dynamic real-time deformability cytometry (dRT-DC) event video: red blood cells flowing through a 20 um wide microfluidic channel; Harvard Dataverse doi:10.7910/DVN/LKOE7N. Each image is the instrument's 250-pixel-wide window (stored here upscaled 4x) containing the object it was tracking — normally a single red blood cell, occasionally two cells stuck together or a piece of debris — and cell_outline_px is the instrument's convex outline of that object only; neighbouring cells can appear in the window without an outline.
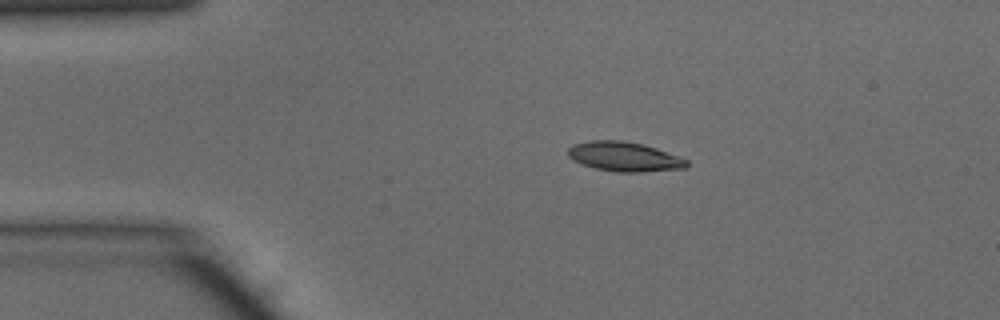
{"species": "common noctule bat (a hibernating species)", "species_latin": "Nyctalus noctula", "temperature_condition": "warm", "stored_images_in_passage": 40, "camera_frame_rate_fps": 3000, "um_per_image_px": 0.085, "animal": {"sex": "male", "body_mass_g": 15.6}, "frame": {"image": 1, "passage_image": 1, "time_ms": 0.0, "image_size_px": [1000, 320], "cell_outline_px": [[688, 168], [640, 172], [616, 172], [596, 168], [572, 160], [568, 156], [568, 148], [572, 144], [592, 140], [620, 140], [640, 144], [656, 148], [688, 160]], "centroid_in_image_um": [53.06, 13.32], "position_along_channel_um": 31.9, "area_um2": 20.29}}
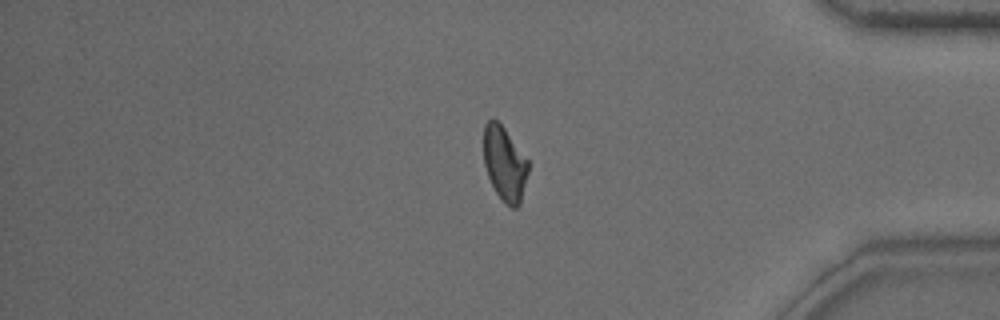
{"frame": {"image": 2, "passage_image": 32, "time_ms": 10.333, "image_size_px": [1000, 320], "cell_outline_px": [[528, 172], [520, 204], [516, 208], [512, 208], [504, 204], [496, 192], [488, 176], [484, 164], [484, 124], [488, 120], [496, 120], [504, 128], [528, 160]], "centroid_in_image_um": [42.89, 13.94], "position_along_channel_um": 392.3, "area_um2": 19.13}}
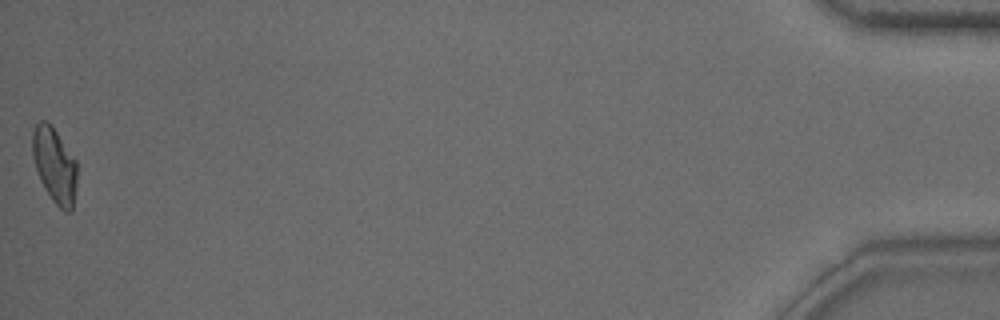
{"frame": {"image": 3, "passage_image": 40, "time_ms": 13.0, "image_size_px": [1000, 320], "cell_outline_px": [[76, 184], [72, 212], [64, 212], [52, 200], [44, 188], [40, 180], [36, 168], [32, 152], [32, 128], [40, 120], [44, 120], [52, 124], [76, 160]], "centroid_in_image_um": [4.63, 14.02], "position_along_channel_um": 430.6, "area_um2": 19.71}, "authors_computed_cell_mechanics": {"area_um2": 19.9699, "velocity_mm_per_s": 4.1486, "shape_relaxation_time_tau1_ms": 8.0808, "shape_relaxation_time_tau2_ms": 2.2155, "deformation_change_tau1": 0.214, "deformation_change_tau2": 0.0866}}